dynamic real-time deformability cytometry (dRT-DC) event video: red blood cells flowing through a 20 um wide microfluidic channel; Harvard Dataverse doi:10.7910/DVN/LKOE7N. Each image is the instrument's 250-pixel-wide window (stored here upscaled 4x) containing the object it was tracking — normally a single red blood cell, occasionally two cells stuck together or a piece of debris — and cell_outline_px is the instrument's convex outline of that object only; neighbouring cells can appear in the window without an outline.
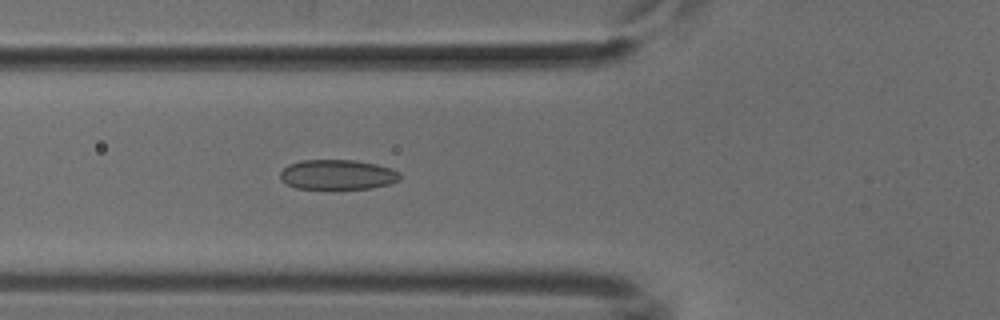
{"species": "common noctule bat (a hibernating species)", "species_latin": "Nyctalus noctula", "temperature_condition": "cold", "stored_images_in_passage": 41, "camera_frame_rate_fps": 3000, "um_per_image_px": 0.085, "animal": {"sex": "male", "body_mass_g": 18.8}, "frame": {"image": 1, "passage_image": 8, "time_ms": 2.333, "image_size_px": [1000, 320], "cell_outline_px": [[400, 180], [388, 184], [372, 188], [296, 188], [280, 180], [280, 172], [288, 164], [300, 160], [356, 160], [376, 164], [392, 168], [400, 172]], "centroid_in_image_um": [28.69, 14.83], "position_along_channel_um": 97.1, "area_um2": 20.87}}
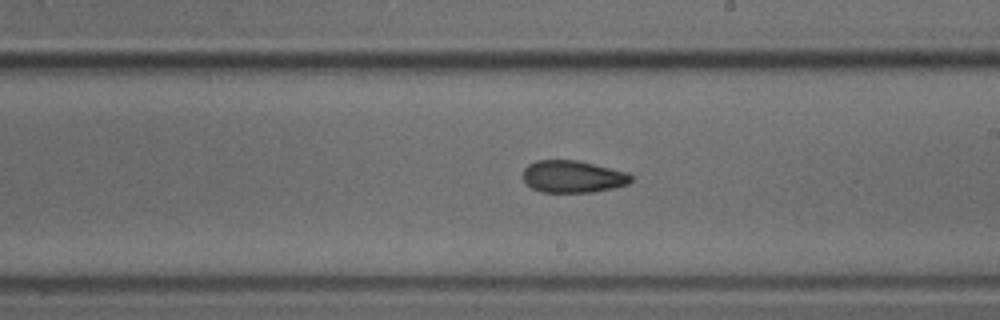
{"frame": {"image": 2, "passage_image": 19, "time_ms": 6.0, "image_size_px": [1000, 320], "cell_outline_px": [[632, 180], [628, 184], [612, 188], [592, 192], [540, 192], [524, 184], [520, 176], [524, 168], [528, 164], [536, 160], [576, 160], [628, 172], [632, 176]], "centroid_in_image_um": [48.62, 15.01], "position_along_channel_um": 240.4, "area_um2": 20.52}}
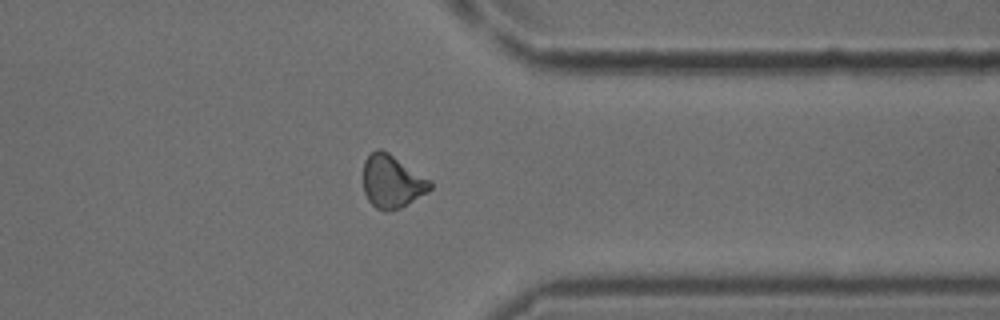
{"frame": {"image": 3, "passage_image": 30, "time_ms": 9.667, "image_size_px": [1000, 320], "cell_outline_px": [[432, 188], [428, 192], [400, 208], [388, 212], [384, 212], [376, 208], [368, 200], [364, 192], [364, 160], [376, 148], [380, 148], [388, 152], [432, 180]], "centroid_in_image_um": [33.33, 15.43], "position_along_channel_um": 378.1, "area_um2": 20.81}}